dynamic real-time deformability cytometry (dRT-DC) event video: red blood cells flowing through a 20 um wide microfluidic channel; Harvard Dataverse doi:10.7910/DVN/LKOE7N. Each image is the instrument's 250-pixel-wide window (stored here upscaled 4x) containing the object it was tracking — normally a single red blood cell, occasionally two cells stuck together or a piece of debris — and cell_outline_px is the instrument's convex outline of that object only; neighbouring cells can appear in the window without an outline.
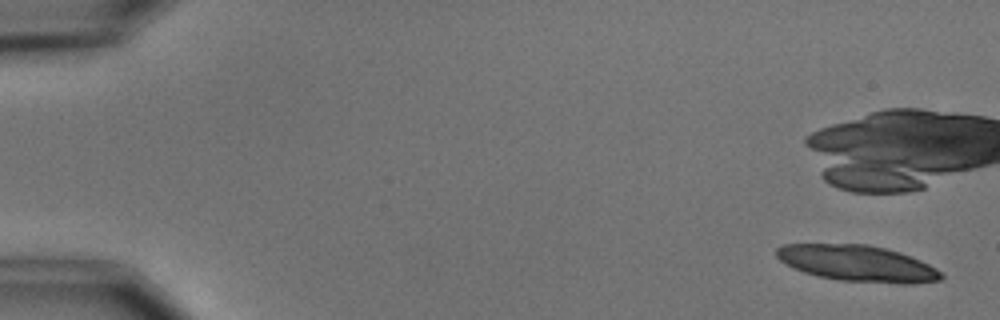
{"species": "common noctule bat (a hibernating species)", "species_latin": "Nyctalus noctula", "temperature_condition": "cold", "stored_images_in_passage": 5, "camera_frame_rate_fps": 3000, "um_per_image_px": 0.085, "animal": {"sex": "male", "body_mass_g": 15.6}, "frame": {"image": 1, "passage_image": 1, "time_ms": 0.0, "image_size_px": [1000, 320], "cell_outline_px": [[944, 276], [940, 280], [916, 284], [900, 284], [836, 280], [804, 272], [792, 268], [780, 260], [776, 256], [776, 248], [784, 244], [868, 244], [900, 252], [920, 260], [936, 268]], "centroid_in_image_um": [72.89, 22.39], "position_along_channel_um": 12.1, "area_um2": 34.85}}